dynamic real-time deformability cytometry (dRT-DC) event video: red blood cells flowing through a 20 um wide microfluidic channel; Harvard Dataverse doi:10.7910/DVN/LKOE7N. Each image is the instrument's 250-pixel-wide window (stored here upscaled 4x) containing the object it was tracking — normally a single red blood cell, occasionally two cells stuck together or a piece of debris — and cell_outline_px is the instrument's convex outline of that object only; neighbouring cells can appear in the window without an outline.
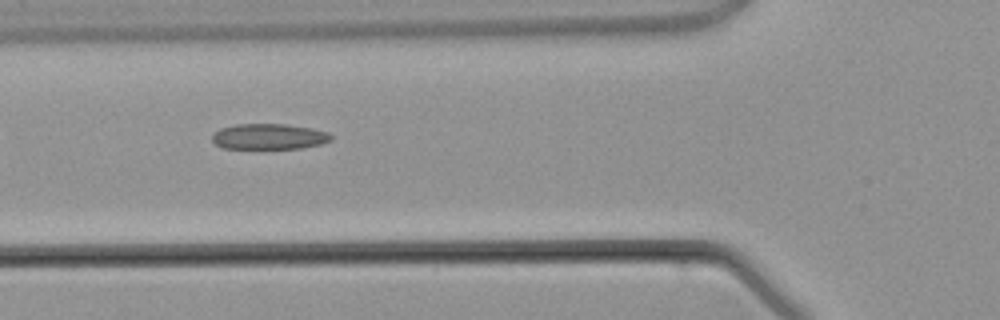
{"species": "common noctule bat (a hibernating species)", "species_latin": "Nyctalus noctula", "temperature_condition": "warm", "stored_images_in_passage": 3, "camera_frame_rate_fps": 3000, "um_per_image_px": 0.085, "animal": {"sex": "male", "body_mass_g": 21.5, "forearm_length_mm": 52.0}, "frame": {"image": 1, "passage_image": 3, "time_ms": 3.333, "image_size_px": [1000, 320], "cell_outline_px": [[332, 140], [320, 144], [300, 148], [224, 148], [216, 144], [212, 140], [212, 136], [220, 128], [236, 124], [288, 124], [312, 128], [328, 132], [332, 136]], "centroid_in_image_um": [22.88, 11.6], "position_along_channel_um": 102.9, "area_um2": 17.69}}